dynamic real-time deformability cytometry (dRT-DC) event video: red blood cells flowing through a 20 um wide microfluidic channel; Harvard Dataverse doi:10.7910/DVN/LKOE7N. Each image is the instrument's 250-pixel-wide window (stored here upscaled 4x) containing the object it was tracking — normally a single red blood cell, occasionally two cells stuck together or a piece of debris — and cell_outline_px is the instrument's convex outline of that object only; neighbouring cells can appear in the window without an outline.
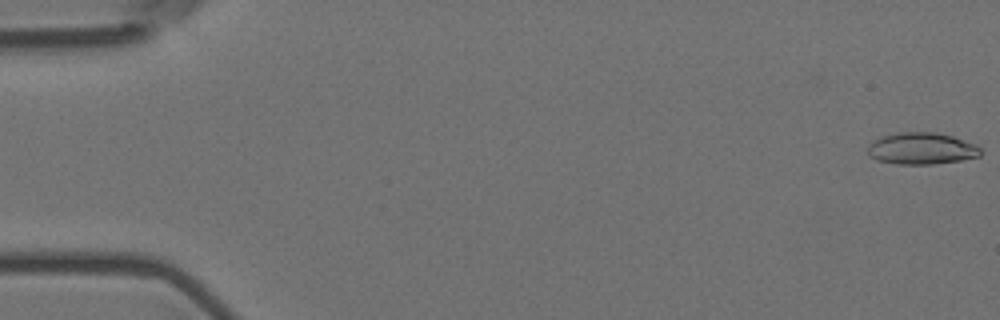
{"species": "Egyptian fruit bat (a non-hibernating species)", "species_latin": "Rousettus aegyptiacus", "temperature_condition": "room temperature", "stored_images_in_passage": 57, "camera_frame_rate_fps": 3000, "um_per_image_px": 0.085, "animal": {"sex": "female"}, "frame": {"image": 1, "passage_image": 1, "time_ms": 0.0, "image_size_px": [1000, 320], "cell_outline_px": [[980, 156], [960, 160], [932, 164], [896, 164], [876, 160], [868, 156], [868, 144], [872, 140], [884, 136], [900, 132], [936, 132], [952, 136], [976, 144], [980, 148]], "centroid_in_image_um": [78.3, 12.62], "position_along_channel_um": 6.7, "area_um2": 20.92}}
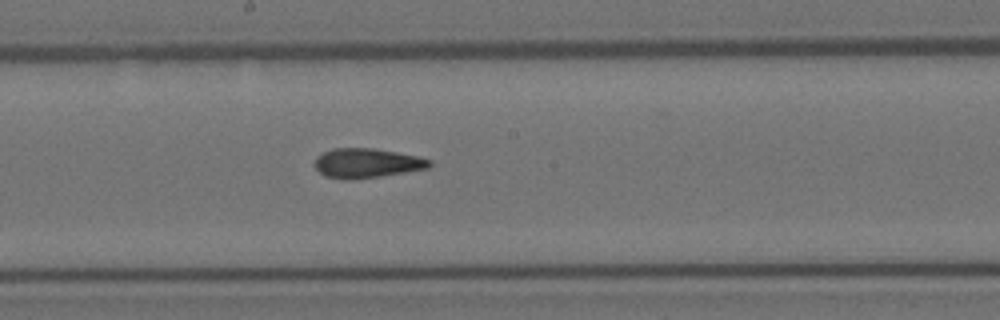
{"frame": {"image": 2, "passage_image": 31, "time_ms": 10.0, "image_size_px": [1000, 320], "cell_outline_px": [[432, 164], [428, 168], [380, 176], [352, 180], [344, 180], [324, 176], [316, 168], [316, 156], [332, 148], [372, 148], [420, 156], [432, 160]], "centroid_in_image_um": [31.19, 13.87], "position_along_channel_um": 217.0, "area_um2": 19.77}}
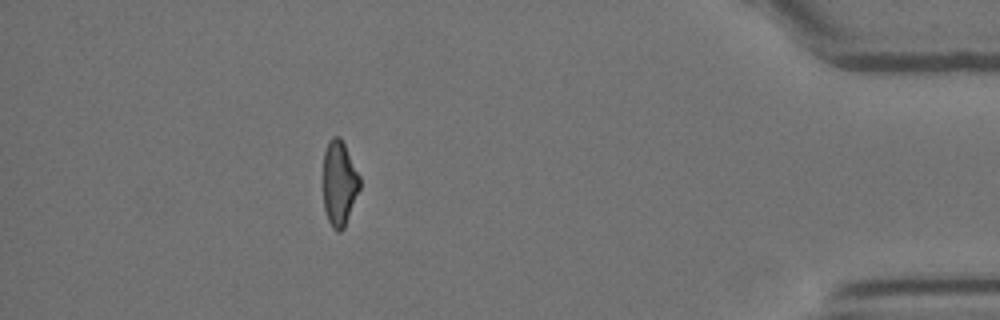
{"frame": {"image": 3, "passage_image": 51, "time_ms": 16.667, "image_size_px": [1000, 320], "cell_outline_px": [[360, 188], [344, 228], [340, 232], [336, 232], [332, 228], [328, 220], [324, 208], [324, 152], [328, 140], [332, 136], [340, 136], [360, 176]], "centroid_in_image_um": [28.84, 15.58], "position_along_channel_um": 406.4, "area_um2": 18.09}, "authors_computed_cell_mechanics": {"area_um2": 19.8832, "velocity_mm_per_s": 3.5819, "shape_relaxation_time_tau1_ms": null, "shape_relaxation_time_tau2_ms": 2.8102, "deformation_change_tau1": null, "deformation_change_tau2": 0.1216}}